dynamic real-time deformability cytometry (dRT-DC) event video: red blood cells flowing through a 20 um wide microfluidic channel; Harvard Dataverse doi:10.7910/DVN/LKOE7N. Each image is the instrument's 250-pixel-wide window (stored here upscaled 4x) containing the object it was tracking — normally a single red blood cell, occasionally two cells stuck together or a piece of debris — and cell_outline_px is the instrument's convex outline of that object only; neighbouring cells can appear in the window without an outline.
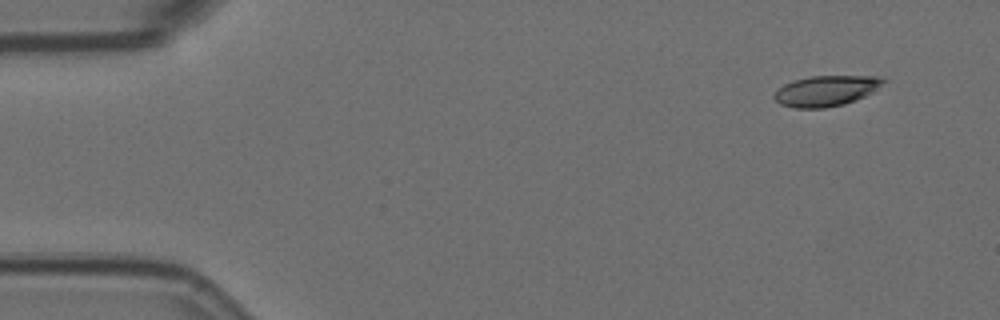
{"species": "Egyptian fruit bat (a non-hibernating species)", "species_latin": "Rousettus aegyptiacus", "temperature_condition": "room temperature", "stored_images_in_passage": 7, "camera_frame_rate_fps": 3000, "um_per_image_px": 0.085, "animal": {"sex": "female"}, "frame": {"image": 1, "passage_image": 1, "time_ms": 0.0, "image_size_px": [1000, 320], "cell_outline_px": [[888, 80], [872, 92], [864, 96], [844, 104], [824, 108], [796, 108], [780, 104], [772, 96], [784, 84], [792, 80], [812, 76], [876, 76]], "centroid_in_image_um": [70.21, 7.71], "position_along_channel_um": 14.8, "area_um2": 19.31}}
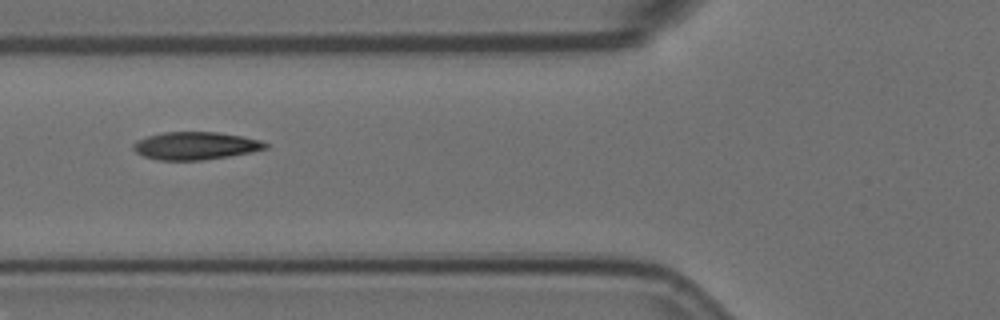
{"frame": {"image": 2, "passage_image": 6, "time_ms": 1.667, "image_size_px": [1000, 320], "cell_outline_px": [[268, 148], [252, 152], [204, 160], [156, 160], [144, 156], [136, 152], [132, 148], [132, 144], [136, 140], [160, 132], [216, 132], [240, 136], [260, 140], [268, 144]], "centroid_in_image_um": [16.58, 12.39], "position_along_channel_um": 109.2, "area_um2": 21.39}}
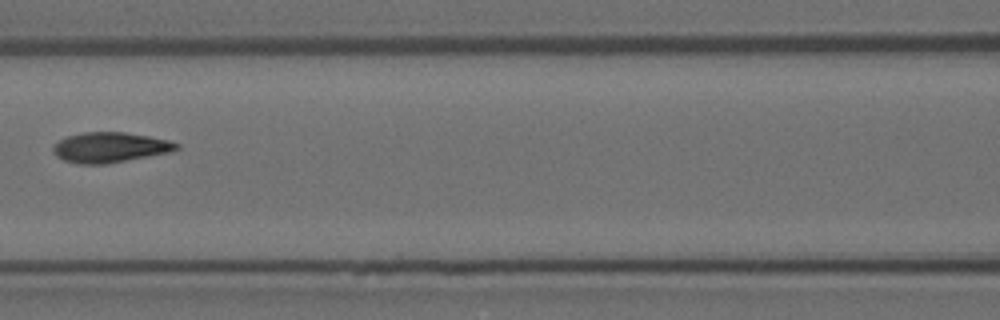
{"frame": {"image": 3, "passage_image": 7, "time_ms": 2.0, "image_size_px": [1000, 320], "cell_outline_px": [[180, 148], [172, 152], [104, 164], [80, 164], [64, 160], [56, 156], [52, 148], [52, 144], [68, 136], [80, 132], [124, 132], [148, 136], [168, 140], [180, 144]], "centroid_in_image_um": [9.35, 12.52], "position_along_channel_um": 157.3, "area_um2": 21.73}}